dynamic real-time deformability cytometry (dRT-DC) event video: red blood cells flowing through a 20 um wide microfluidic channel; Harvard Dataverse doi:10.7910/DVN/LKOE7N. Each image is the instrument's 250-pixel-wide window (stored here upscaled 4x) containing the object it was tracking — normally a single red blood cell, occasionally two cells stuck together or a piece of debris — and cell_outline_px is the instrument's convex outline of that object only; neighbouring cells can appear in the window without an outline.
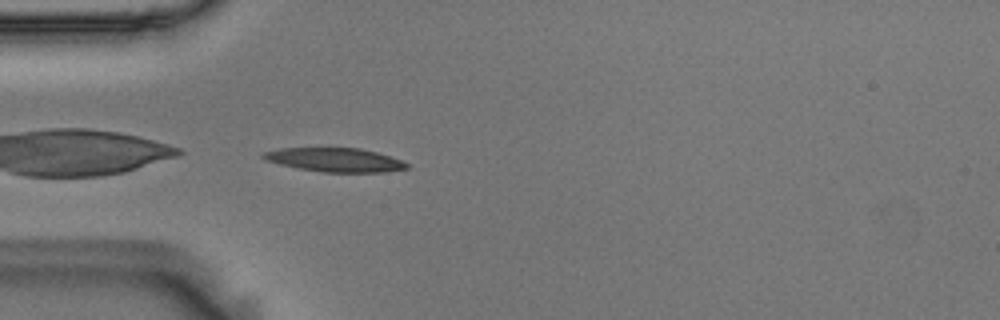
{"species": "Egyptian fruit bat (a non-hibernating species)", "species_latin": "Rousettus aegyptiacus", "temperature_condition": "room temperature", "stored_images_in_passage": 40, "camera_frame_rate_fps": 3000, "um_per_image_px": 0.085, "animal": {"sex": "male"}, "frame": {"image": 1, "passage_image": 1, "time_ms": 0.0, "image_size_px": [1000, 320], "cell_outline_px": [[408, 168], [384, 172], [324, 172], [300, 168], [280, 164], [264, 160], [260, 156], [264, 152], [280, 148], [360, 148], [376, 152], [400, 160], [408, 164]], "centroid_in_image_um": [28.44, 13.58], "position_along_channel_um": 56.6, "area_um2": 19.71}}
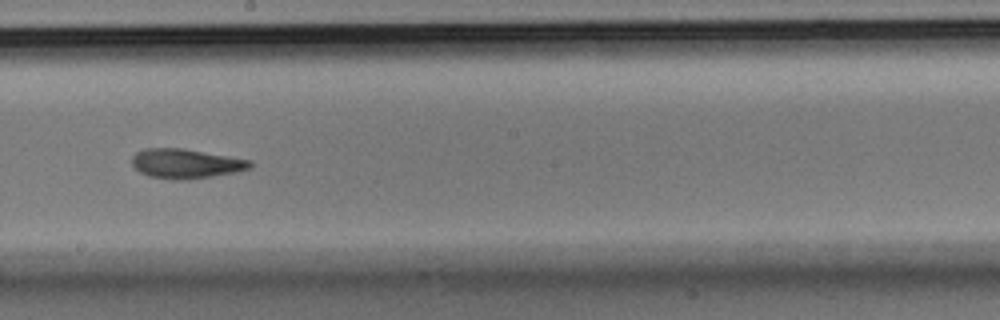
{"frame": {"image": 2, "passage_image": 16, "time_ms": 5.0, "image_size_px": [1000, 320], "cell_outline_px": [[252, 164], [248, 168], [236, 172], [188, 180], [172, 180], [148, 176], [140, 172], [132, 164], [132, 156], [136, 152], [144, 148], [184, 148], [252, 160]], "centroid_in_image_um": [15.77, 13.9], "position_along_channel_um": 232.4, "area_um2": 20.46}}
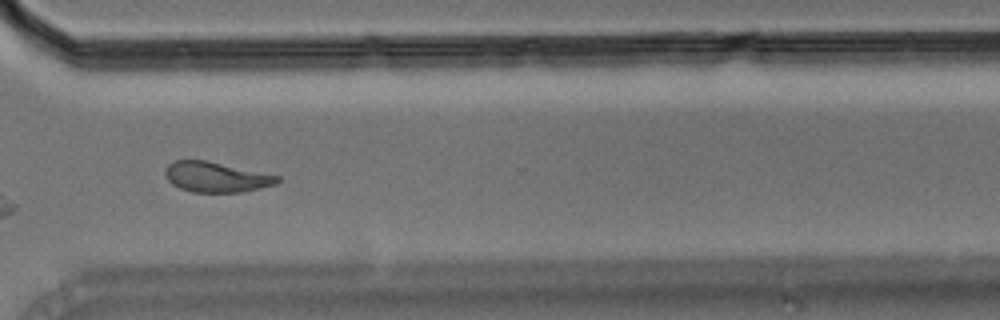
{"frame": {"image": 3, "passage_image": 26, "time_ms": 8.333, "image_size_px": [1000, 320], "cell_outline_px": [[280, 180], [276, 184], [244, 192], [192, 192], [180, 188], [172, 184], [168, 180], [164, 172], [168, 164], [176, 160], [204, 160], [280, 176]], "centroid_in_image_um": [18.36, 15.06], "position_along_channel_um": 352.2, "area_um2": 19.59}, "authors_computed_cell_mechanics": {"area_um2": 20.4323, "velocity_mm_per_s": 3.6047, "shape_relaxation_time_tau1_ms": 5.002, "shape_relaxation_time_tau2_ms": 3.5984, "deformation_change_tau1": 0.173, "deformation_change_tau2": 0.116}}